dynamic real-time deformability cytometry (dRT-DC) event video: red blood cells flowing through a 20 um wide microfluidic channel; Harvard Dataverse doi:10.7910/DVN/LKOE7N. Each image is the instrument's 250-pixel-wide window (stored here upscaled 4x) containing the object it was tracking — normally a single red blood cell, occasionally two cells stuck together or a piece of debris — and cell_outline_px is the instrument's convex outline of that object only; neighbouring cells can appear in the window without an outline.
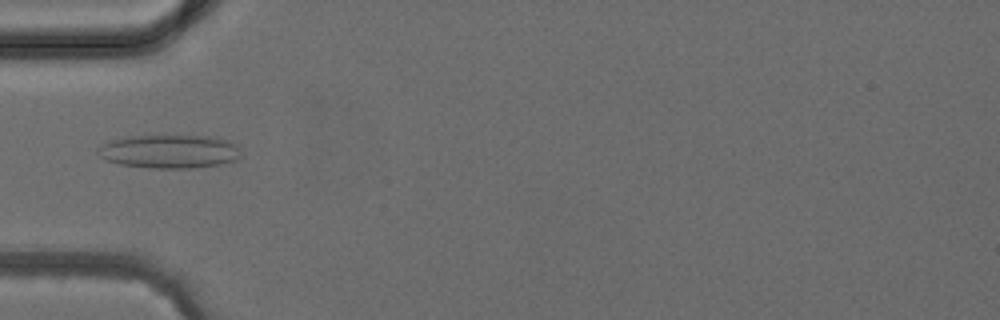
{"species": "common noctule bat (a hibernating species)", "species_latin": "Nyctalus noctula", "temperature_condition": "cold", "stored_images_in_passage": 3, "camera_frame_rate_fps": 3000, "um_per_image_px": 0.085, "animal": {"sex": "female", "body_mass_g": 24.6, "forearm_length_mm": 56.2}, "frame": {"image": 1, "passage_image": 3, "time_ms": 3.0, "image_size_px": [1000, 320], "cell_outline_px": [[240, 156], [236, 160], [220, 164], [192, 168], [152, 168], [120, 164], [108, 160], [100, 156], [96, 152], [96, 148], [100, 144], [112, 140], [128, 136], [208, 136], [228, 140], [236, 144], [240, 148]], "centroid_in_image_um": [14.4, 12.87], "position_along_channel_um": 70.6, "area_um2": 27.98}}